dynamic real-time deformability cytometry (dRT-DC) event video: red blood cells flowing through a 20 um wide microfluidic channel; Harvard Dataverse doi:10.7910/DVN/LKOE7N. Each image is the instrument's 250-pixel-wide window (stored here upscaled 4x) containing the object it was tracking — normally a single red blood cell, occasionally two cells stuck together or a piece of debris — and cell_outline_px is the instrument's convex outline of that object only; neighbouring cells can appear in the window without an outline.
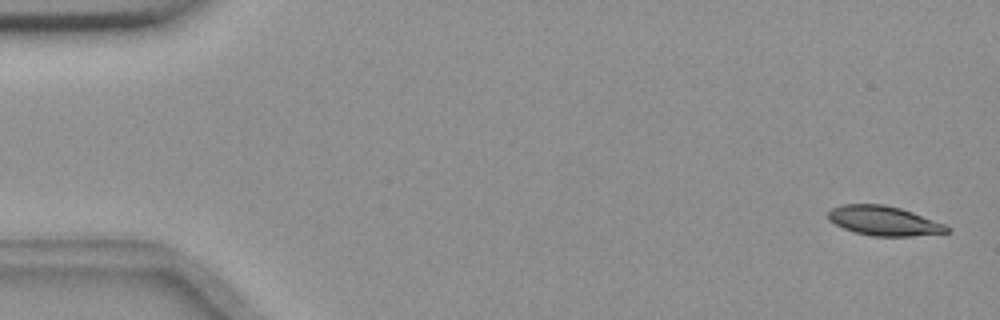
{"species": "common noctule bat (a hibernating species)", "species_latin": "Nyctalus noctula", "temperature_condition": "room temperature", "stored_images_in_passage": 5, "camera_frame_rate_fps": 3000, "um_per_image_px": 0.085, "animal": {"sex": "female", "body_mass_g": 18.4}, "frame": {"image": 1, "passage_image": 1, "time_ms": 0.0, "image_size_px": [1000, 320], "cell_outline_px": [[952, 228], [948, 232], [912, 236], [872, 236], [856, 232], [844, 228], [828, 220], [828, 212], [832, 208], [844, 204], [884, 204], [900, 208], [912, 212], [944, 224]], "centroid_in_image_um": [75.13, 18.76], "position_along_channel_um": 9.9, "area_um2": 20.23}}